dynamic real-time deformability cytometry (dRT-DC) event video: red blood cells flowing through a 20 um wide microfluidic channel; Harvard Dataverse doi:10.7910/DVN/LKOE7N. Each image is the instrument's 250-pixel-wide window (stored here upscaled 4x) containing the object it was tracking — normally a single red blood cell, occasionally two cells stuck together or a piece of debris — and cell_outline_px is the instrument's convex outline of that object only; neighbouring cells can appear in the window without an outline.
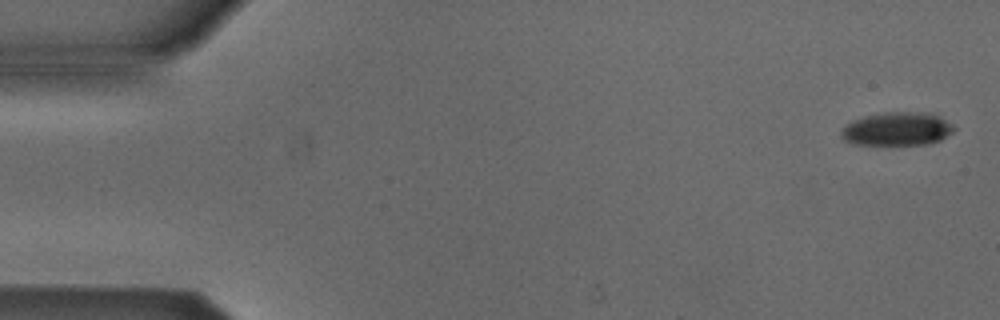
{"species": "Egyptian fruit bat (a non-hibernating species)", "species_latin": "Rousettus aegyptiacus", "temperature_condition": "cold", "stored_images_in_passage": 5, "camera_frame_rate_fps": 3000, "um_per_image_px": 0.085, "animal": {"sex": "male"}, "frame": {"image": 1, "passage_image": 1, "time_ms": 0.0, "image_size_px": [1000, 320], "cell_outline_px": [[956, 128], [952, 132], [940, 140], [928, 144], [852, 144], [844, 140], [840, 136], [840, 132], [848, 124], [856, 120], [868, 116], [896, 112], [932, 112], [952, 124]], "centroid_in_image_um": [76.3, 10.97], "position_along_channel_um": 8.7, "area_um2": 21.56}}